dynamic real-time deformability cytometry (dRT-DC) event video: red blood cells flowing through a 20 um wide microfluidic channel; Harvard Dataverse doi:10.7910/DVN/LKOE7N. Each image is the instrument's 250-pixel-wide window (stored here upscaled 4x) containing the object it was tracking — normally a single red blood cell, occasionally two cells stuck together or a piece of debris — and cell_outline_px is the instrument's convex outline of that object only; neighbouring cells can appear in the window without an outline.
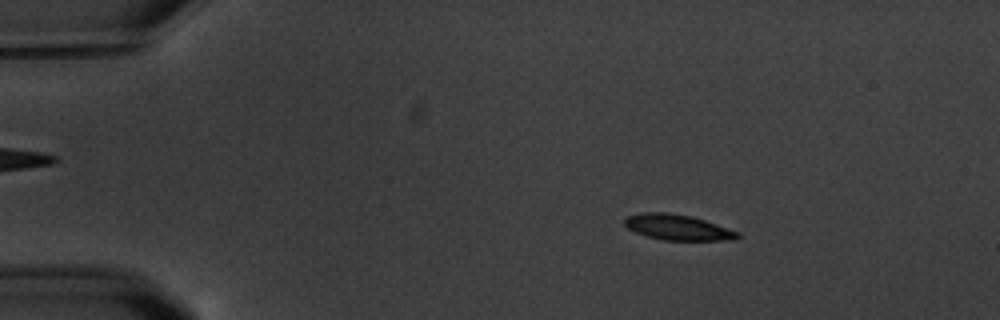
{"species": "common noctule bat (a hibernating species)", "species_latin": "Nyctalus noctula", "temperature_condition": "warm", "stored_images_in_passage": 18, "segment_of_instrument_passage": [1, 2], "camera_frame_rate_fps": 3000, "um_per_image_px": 0.085, "animal": {"sex": "male", "body_mass_g": 20.1, "forearm_length_mm": 53.5}, "frame": {"image": 1, "passage_image": 3, "time_ms": 2.333, "image_size_px": [1000, 320], "cell_outline_px": [[740, 236], [736, 240], [664, 240], [648, 236], [636, 232], [628, 228], [624, 224], [624, 220], [628, 216], [644, 212], [668, 212], [692, 216], [740, 232]], "centroid_in_image_um": [57.63, 19.32], "position_along_channel_um": 27.4, "area_um2": 16.76}}
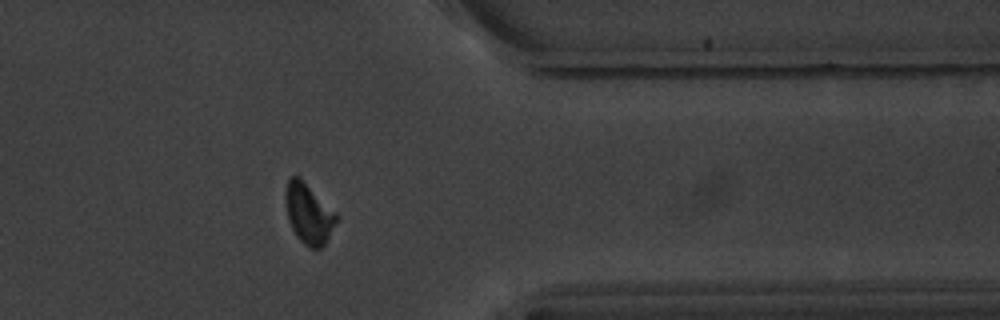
{"frame": {"image": 2, "passage_image": 14, "time_ms": 15.0, "image_size_px": [1000, 320], "cell_outline_px": [[340, 216], [324, 244], [320, 248], [312, 248], [304, 244], [296, 236], [288, 220], [284, 200], [284, 192], [288, 180], [292, 176], [300, 176]], "centroid_in_image_um": [26.22, 18.12], "position_along_channel_um": 385.2, "area_um2": 18.03}}
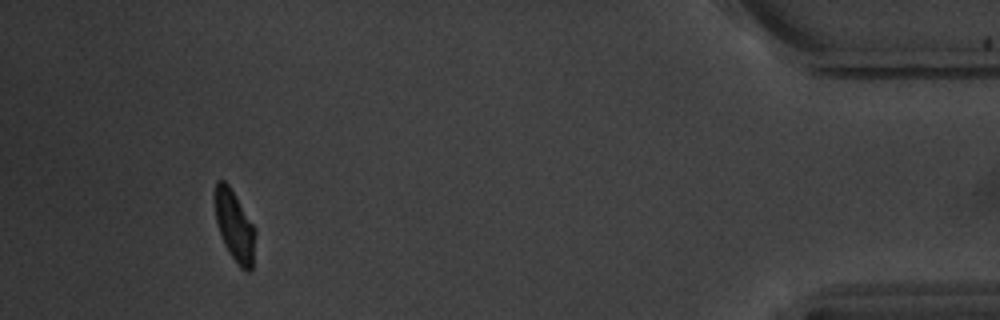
{"frame": {"image": 3, "passage_image": 16, "time_ms": 17.333, "image_size_px": [1000, 320], "cell_outline_px": [[256, 232], [252, 272], [248, 272], [240, 268], [228, 252], [224, 244], [216, 220], [212, 196], [216, 180], [224, 180], [228, 184], [256, 228]], "centroid_in_image_um": [19.92, 19.2], "position_along_channel_um": 415.3, "area_um2": 17.11}}